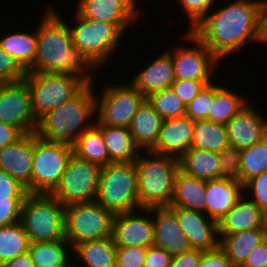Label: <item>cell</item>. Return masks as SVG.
<instances>
[{
    "label": "cell",
    "instance_id": "6da1fadb",
    "mask_svg": "<svg viewBox=\"0 0 267 267\" xmlns=\"http://www.w3.org/2000/svg\"><path fill=\"white\" fill-rule=\"evenodd\" d=\"M262 4L263 0H229L213 8L191 32L222 62L245 45H259Z\"/></svg>",
    "mask_w": 267,
    "mask_h": 267
},
{
    "label": "cell",
    "instance_id": "7a4b0ae2",
    "mask_svg": "<svg viewBox=\"0 0 267 267\" xmlns=\"http://www.w3.org/2000/svg\"><path fill=\"white\" fill-rule=\"evenodd\" d=\"M53 5L47 4L38 21L36 56L27 73H53L93 84L98 69L73 45L68 20Z\"/></svg>",
    "mask_w": 267,
    "mask_h": 267
},
{
    "label": "cell",
    "instance_id": "3957f363",
    "mask_svg": "<svg viewBox=\"0 0 267 267\" xmlns=\"http://www.w3.org/2000/svg\"><path fill=\"white\" fill-rule=\"evenodd\" d=\"M94 84L86 85L76 96L50 110L38 120L35 134L47 141L73 145L96 120ZM94 119V120H93Z\"/></svg>",
    "mask_w": 267,
    "mask_h": 267
},
{
    "label": "cell",
    "instance_id": "277c9868",
    "mask_svg": "<svg viewBox=\"0 0 267 267\" xmlns=\"http://www.w3.org/2000/svg\"><path fill=\"white\" fill-rule=\"evenodd\" d=\"M140 209L169 207L174 181L180 170L179 159L169 155L140 151L134 161Z\"/></svg>",
    "mask_w": 267,
    "mask_h": 267
},
{
    "label": "cell",
    "instance_id": "5b68a950",
    "mask_svg": "<svg viewBox=\"0 0 267 267\" xmlns=\"http://www.w3.org/2000/svg\"><path fill=\"white\" fill-rule=\"evenodd\" d=\"M65 206L52 194L28 193L20 222L30 243L54 242L65 238Z\"/></svg>",
    "mask_w": 267,
    "mask_h": 267
},
{
    "label": "cell",
    "instance_id": "8992f818",
    "mask_svg": "<svg viewBox=\"0 0 267 267\" xmlns=\"http://www.w3.org/2000/svg\"><path fill=\"white\" fill-rule=\"evenodd\" d=\"M95 201L113 214L139 210L134 162H116L103 166Z\"/></svg>",
    "mask_w": 267,
    "mask_h": 267
},
{
    "label": "cell",
    "instance_id": "52a82bcc",
    "mask_svg": "<svg viewBox=\"0 0 267 267\" xmlns=\"http://www.w3.org/2000/svg\"><path fill=\"white\" fill-rule=\"evenodd\" d=\"M73 23L69 28L72 35V42L98 69L105 68L108 61L121 46V39L125 34L115 25L98 22L80 16L74 11ZM110 58V59H109ZM105 65V66H104ZM104 66V67H103Z\"/></svg>",
    "mask_w": 267,
    "mask_h": 267
},
{
    "label": "cell",
    "instance_id": "ba28073f",
    "mask_svg": "<svg viewBox=\"0 0 267 267\" xmlns=\"http://www.w3.org/2000/svg\"><path fill=\"white\" fill-rule=\"evenodd\" d=\"M72 154L71 145L47 141L33 133L31 193L51 194L59 185Z\"/></svg>",
    "mask_w": 267,
    "mask_h": 267
},
{
    "label": "cell",
    "instance_id": "9c48e42d",
    "mask_svg": "<svg viewBox=\"0 0 267 267\" xmlns=\"http://www.w3.org/2000/svg\"><path fill=\"white\" fill-rule=\"evenodd\" d=\"M107 83L102 85V95L95 92V124L129 128L133 116L146 97L130 81Z\"/></svg>",
    "mask_w": 267,
    "mask_h": 267
},
{
    "label": "cell",
    "instance_id": "30bf717a",
    "mask_svg": "<svg viewBox=\"0 0 267 267\" xmlns=\"http://www.w3.org/2000/svg\"><path fill=\"white\" fill-rule=\"evenodd\" d=\"M114 214L96 201L65 206V238L72 248L112 236Z\"/></svg>",
    "mask_w": 267,
    "mask_h": 267
},
{
    "label": "cell",
    "instance_id": "8fae6325",
    "mask_svg": "<svg viewBox=\"0 0 267 267\" xmlns=\"http://www.w3.org/2000/svg\"><path fill=\"white\" fill-rule=\"evenodd\" d=\"M33 114L38 121L50 110L76 96L86 85L79 79L53 73H27Z\"/></svg>",
    "mask_w": 267,
    "mask_h": 267
},
{
    "label": "cell",
    "instance_id": "7c38bea8",
    "mask_svg": "<svg viewBox=\"0 0 267 267\" xmlns=\"http://www.w3.org/2000/svg\"><path fill=\"white\" fill-rule=\"evenodd\" d=\"M182 37L193 45L177 44L165 50L171 56L175 80L214 81L212 78L222 63L191 31H186Z\"/></svg>",
    "mask_w": 267,
    "mask_h": 267
},
{
    "label": "cell",
    "instance_id": "4fadbf2b",
    "mask_svg": "<svg viewBox=\"0 0 267 267\" xmlns=\"http://www.w3.org/2000/svg\"><path fill=\"white\" fill-rule=\"evenodd\" d=\"M101 168L72 154L59 185L51 194L64 206L95 201Z\"/></svg>",
    "mask_w": 267,
    "mask_h": 267
},
{
    "label": "cell",
    "instance_id": "5bb4252c",
    "mask_svg": "<svg viewBox=\"0 0 267 267\" xmlns=\"http://www.w3.org/2000/svg\"><path fill=\"white\" fill-rule=\"evenodd\" d=\"M0 123L13 125L23 134L35 133L38 121L25 80L0 83Z\"/></svg>",
    "mask_w": 267,
    "mask_h": 267
},
{
    "label": "cell",
    "instance_id": "9a60e30c",
    "mask_svg": "<svg viewBox=\"0 0 267 267\" xmlns=\"http://www.w3.org/2000/svg\"><path fill=\"white\" fill-rule=\"evenodd\" d=\"M112 238L117 247H151L154 244L153 208L114 214Z\"/></svg>",
    "mask_w": 267,
    "mask_h": 267
},
{
    "label": "cell",
    "instance_id": "2e32d148",
    "mask_svg": "<svg viewBox=\"0 0 267 267\" xmlns=\"http://www.w3.org/2000/svg\"><path fill=\"white\" fill-rule=\"evenodd\" d=\"M137 0H77L76 12L87 19L115 24L124 34L138 22L141 8ZM140 15V16H139ZM126 32V33H125Z\"/></svg>",
    "mask_w": 267,
    "mask_h": 267
},
{
    "label": "cell",
    "instance_id": "e0dca14e",
    "mask_svg": "<svg viewBox=\"0 0 267 267\" xmlns=\"http://www.w3.org/2000/svg\"><path fill=\"white\" fill-rule=\"evenodd\" d=\"M260 112L248 102L225 124L231 146L241 150L267 136V118Z\"/></svg>",
    "mask_w": 267,
    "mask_h": 267
},
{
    "label": "cell",
    "instance_id": "ac0fdd59",
    "mask_svg": "<svg viewBox=\"0 0 267 267\" xmlns=\"http://www.w3.org/2000/svg\"><path fill=\"white\" fill-rule=\"evenodd\" d=\"M193 249L212 251L219 247L217 222L206 214L181 207H169Z\"/></svg>",
    "mask_w": 267,
    "mask_h": 267
},
{
    "label": "cell",
    "instance_id": "d6986e66",
    "mask_svg": "<svg viewBox=\"0 0 267 267\" xmlns=\"http://www.w3.org/2000/svg\"><path fill=\"white\" fill-rule=\"evenodd\" d=\"M0 170L8 173L31 193L33 170V133L0 149Z\"/></svg>",
    "mask_w": 267,
    "mask_h": 267
},
{
    "label": "cell",
    "instance_id": "ffe728a7",
    "mask_svg": "<svg viewBox=\"0 0 267 267\" xmlns=\"http://www.w3.org/2000/svg\"><path fill=\"white\" fill-rule=\"evenodd\" d=\"M194 121L187 116L162 121L153 153L180 158L190 147Z\"/></svg>",
    "mask_w": 267,
    "mask_h": 267
},
{
    "label": "cell",
    "instance_id": "44dd1931",
    "mask_svg": "<svg viewBox=\"0 0 267 267\" xmlns=\"http://www.w3.org/2000/svg\"><path fill=\"white\" fill-rule=\"evenodd\" d=\"M154 244L171 256L191 249L176 214L169 207H153Z\"/></svg>",
    "mask_w": 267,
    "mask_h": 267
},
{
    "label": "cell",
    "instance_id": "7402d4cb",
    "mask_svg": "<svg viewBox=\"0 0 267 267\" xmlns=\"http://www.w3.org/2000/svg\"><path fill=\"white\" fill-rule=\"evenodd\" d=\"M218 234L267 229V214L244 194L217 222Z\"/></svg>",
    "mask_w": 267,
    "mask_h": 267
},
{
    "label": "cell",
    "instance_id": "603a6c76",
    "mask_svg": "<svg viewBox=\"0 0 267 267\" xmlns=\"http://www.w3.org/2000/svg\"><path fill=\"white\" fill-rule=\"evenodd\" d=\"M155 59H151L149 64L144 65L130 81L137 90L145 97L149 94L171 88L175 81L174 69L171 56L164 50Z\"/></svg>",
    "mask_w": 267,
    "mask_h": 267
},
{
    "label": "cell",
    "instance_id": "cb8c5ba5",
    "mask_svg": "<svg viewBox=\"0 0 267 267\" xmlns=\"http://www.w3.org/2000/svg\"><path fill=\"white\" fill-rule=\"evenodd\" d=\"M243 194L241 182L222 177L206 181L205 214L218 222Z\"/></svg>",
    "mask_w": 267,
    "mask_h": 267
},
{
    "label": "cell",
    "instance_id": "d4e9b609",
    "mask_svg": "<svg viewBox=\"0 0 267 267\" xmlns=\"http://www.w3.org/2000/svg\"><path fill=\"white\" fill-rule=\"evenodd\" d=\"M116 250L112 236L83 242L72 248L73 263L75 267H116Z\"/></svg>",
    "mask_w": 267,
    "mask_h": 267
},
{
    "label": "cell",
    "instance_id": "484cf974",
    "mask_svg": "<svg viewBox=\"0 0 267 267\" xmlns=\"http://www.w3.org/2000/svg\"><path fill=\"white\" fill-rule=\"evenodd\" d=\"M162 121V117L145 99L137 109L129 127L133 141L140 151H149L155 145Z\"/></svg>",
    "mask_w": 267,
    "mask_h": 267
},
{
    "label": "cell",
    "instance_id": "4316f807",
    "mask_svg": "<svg viewBox=\"0 0 267 267\" xmlns=\"http://www.w3.org/2000/svg\"><path fill=\"white\" fill-rule=\"evenodd\" d=\"M219 248L234 267H240L249 253L267 238V229L218 234Z\"/></svg>",
    "mask_w": 267,
    "mask_h": 267
},
{
    "label": "cell",
    "instance_id": "83f0119b",
    "mask_svg": "<svg viewBox=\"0 0 267 267\" xmlns=\"http://www.w3.org/2000/svg\"><path fill=\"white\" fill-rule=\"evenodd\" d=\"M206 181L179 170L174 181V193L169 207H181L205 214Z\"/></svg>",
    "mask_w": 267,
    "mask_h": 267
},
{
    "label": "cell",
    "instance_id": "f1b7e54d",
    "mask_svg": "<svg viewBox=\"0 0 267 267\" xmlns=\"http://www.w3.org/2000/svg\"><path fill=\"white\" fill-rule=\"evenodd\" d=\"M179 164L188 176L204 181L221 178L219 153L190 147L179 158Z\"/></svg>",
    "mask_w": 267,
    "mask_h": 267
},
{
    "label": "cell",
    "instance_id": "f546056e",
    "mask_svg": "<svg viewBox=\"0 0 267 267\" xmlns=\"http://www.w3.org/2000/svg\"><path fill=\"white\" fill-rule=\"evenodd\" d=\"M33 32L9 31L0 34V47L14 57L28 71L35 60L37 49V26Z\"/></svg>",
    "mask_w": 267,
    "mask_h": 267
},
{
    "label": "cell",
    "instance_id": "4dcf8cb0",
    "mask_svg": "<svg viewBox=\"0 0 267 267\" xmlns=\"http://www.w3.org/2000/svg\"><path fill=\"white\" fill-rule=\"evenodd\" d=\"M109 153L110 160L116 162H134L140 153L135 145L129 128L118 126L97 125Z\"/></svg>",
    "mask_w": 267,
    "mask_h": 267
},
{
    "label": "cell",
    "instance_id": "1f68e13d",
    "mask_svg": "<svg viewBox=\"0 0 267 267\" xmlns=\"http://www.w3.org/2000/svg\"><path fill=\"white\" fill-rule=\"evenodd\" d=\"M221 85L214 82V96L207 120L225 125L250 100L247 101L242 93L231 90L225 82Z\"/></svg>",
    "mask_w": 267,
    "mask_h": 267
},
{
    "label": "cell",
    "instance_id": "d6a6232c",
    "mask_svg": "<svg viewBox=\"0 0 267 267\" xmlns=\"http://www.w3.org/2000/svg\"><path fill=\"white\" fill-rule=\"evenodd\" d=\"M28 253L35 267H64L73 261L72 246L67 240L30 243Z\"/></svg>",
    "mask_w": 267,
    "mask_h": 267
},
{
    "label": "cell",
    "instance_id": "836d02e7",
    "mask_svg": "<svg viewBox=\"0 0 267 267\" xmlns=\"http://www.w3.org/2000/svg\"><path fill=\"white\" fill-rule=\"evenodd\" d=\"M72 148L73 154L79 158L96 163L101 167L113 163L110 160L102 131L96 124L84 131Z\"/></svg>",
    "mask_w": 267,
    "mask_h": 267
},
{
    "label": "cell",
    "instance_id": "e575fe53",
    "mask_svg": "<svg viewBox=\"0 0 267 267\" xmlns=\"http://www.w3.org/2000/svg\"><path fill=\"white\" fill-rule=\"evenodd\" d=\"M230 146L225 125L209 120L194 121L192 148L220 153Z\"/></svg>",
    "mask_w": 267,
    "mask_h": 267
},
{
    "label": "cell",
    "instance_id": "d590c367",
    "mask_svg": "<svg viewBox=\"0 0 267 267\" xmlns=\"http://www.w3.org/2000/svg\"><path fill=\"white\" fill-rule=\"evenodd\" d=\"M30 241L20 221L0 227V266L29 250Z\"/></svg>",
    "mask_w": 267,
    "mask_h": 267
},
{
    "label": "cell",
    "instance_id": "8d00e7d4",
    "mask_svg": "<svg viewBox=\"0 0 267 267\" xmlns=\"http://www.w3.org/2000/svg\"><path fill=\"white\" fill-rule=\"evenodd\" d=\"M267 171V136L256 144L240 150V182L248 180Z\"/></svg>",
    "mask_w": 267,
    "mask_h": 267
},
{
    "label": "cell",
    "instance_id": "74e56055",
    "mask_svg": "<svg viewBox=\"0 0 267 267\" xmlns=\"http://www.w3.org/2000/svg\"><path fill=\"white\" fill-rule=\"evenodd\" d=\"M146 99L163 120L185 116L186 106L171 88L153 92Z\"/></svg>",
    "mask_w": 267,
    "mask_h": 267
},
{
    "label": "cell",
    "instance_id": "f35d334b",
    "mask_svg": "<svg viewBox=\"0 0 267 267\" xmlns=\"http://www.w3.org/2000/svg\"><path fill=\"white\" fill-rule=\"evenodd\" d=\"M214 96V81L205 88L186 106L185 116L193 121L207 120Z\"/></svg>",
    "mask_w": 267,
    "mask_h": 267
},
{
    "label": "cell",
    "instance_id": "ab89813d",
    "mask_svg": "<svg viewBox=\"0 0 267 267\" xmlns=\"http://www.w3.org/2000/svg\"><path fill=\"white\" fill-rule=\"evenodd\" d=\"M177 2L180 3L190 23L189 31H192L213 7L217 6V0H177Z\"/></svg>",
    "mask_w": 267,
    "mask_h": 267
},
{
    "label": "cell",
    "instance_id": "60d3db41",
    "mask_svg": "<svg viewBox=\"0 0 267 267\" xmlns=\"http://www.w3.org/2000/svg\"><path fill=\"white\" fill-rule=\"evenodd\" d=\"M221 177L240 182V150L228 146L219 153Z\"/></svg>",
    "mask_w": 267,
    "mask_h": 267
},
{
    "label": "cell",
    "instance_id": "b9f144b4",
    "mask_svg": "<svg viewBox=\"0 0 267 267\" xmlns=\"http://www.w3.org/2000/svg\"><path fill=\"white\" fill-rule=\"evenodd\" d=\"M243 193L267 214V171L248 180L243 185Z\"/></svg>",
    "mask_w": 267,
    "mask_h": 267
},
{
    "label": "cell",
    "instance_id": "7bdbcfd3",
    "mask_svg": "<svg viewBox=\"0 0 267 267\" xmlns=\"http://www.w3.org/2000/svg\"><path fill=\"white\" fill-rule=\"evenodd\" d=\"M27 71L0 47V83L24 80Z\"/></svg>",
    "mask_w": 267,
    "mask_h": 267
},
{
    "label": "cell",
    "instance_id": "ee69618b",
    "mask_svg": "<svg viewBox=\"0 0 267 267\" xmlns=\"http://www.w3.org/2000/svg\"><path fill=\"white\" fill-rule=\"evenodd\" d=\"M213 81L175 80L171 89L177 97L187 106L204 88Z\"/></svg>",
    "mask_w": 267,
    "mask_h": 267
},
{
    "label": "cell",
    "instance_id": "f6af8a7d",
    "mask_svg": "<svg viewBox=\"0 0 267 267\" xmlns=\"http://www.w3.org/2000/svg\"><path fill=\"white\" fill-rule=\"evenodd\" d=\"M146 253L144 247H117L116 267H144Z\"/></svg>",
    "mask_w": 267,
    "mask_h": 267
},
{
    "label": "cell",
    "instance_id": "bcb514c9",
    "mask_svg": "<svg viewBox=\"0 0 267 267\" xmlns=\"http://www.w3.org/2000/svg\"><path fill=\"white\" fill-rule=\"evenodd\" d=\"M27 189L8 173L0 170V199H25Z\"/></svg>",
    "mask_w": 267,
    "mask_h": 267
},
{
    "label": "cell",
    "instance_id": "7dc6e473",
    "mask_svg": "<svg viewBox=\"0 0 267 267\" xmlns=\"http://www.w3.org/2000/svg\"><path fill=\"white\" fill-rule=\"evenodd\" d=\"M24 199H0V227L20 221Z\"/></svg>",
    "mask_w": 267,
    "mask_h": 267
},
{
    "label": "cell",
    "instance_id": "c3c4849f",
    "mask_svg": "<svg viewBox=\"0 0 267 267\" xmlns=\"http://www.w3.org/2000/svg\"><path fill=\"white\" fill-rule=\"evenodd\" d=\"M172 257L164 249L152 245L147 248L144 267H170Z\"/></svg>",
    "mask_w": 267,
    "mask_h": 267
},
{
    "label": "cell",
    "instance_id": "681fc988",
    "mask_svg": "<svg viewBox=\"0 0 267 267\" xmlns=\"http://www.w3.org/2000/svg\"><path fill=\"white\" fill-rule=\"evenodd\" d=\"M198 267H234L225 253L218 247L212 251H205L199 261Z\"/></svg>",
    "mask_w": 267,
    "mask_h": 267
},
{
    "label": "cell",
    "instance_id": "f907efd6",
    "mask_svg": "<svg viewBox=\"0 0 267 267\" xmlns=\"http://www.w3.org/2000/svg\"><path fill=\"white\" fill-rule=\"evenodd\" d=\"M203 252L202 250L191 248L174 255L170 267H198Z\"/></svg>",
    "mask_w": 267,
    "mask_h": 267
},
{
    "label": "cell",
    "instance_id": "816d5d0a",
    "mask_svg": "<svg viewBox=\"0 0 267 267\" xmlns=\"http://www.w3.org/2000/svg\"><path fill=\"white\" fill-rule=\"evenodd\" d=\"M240 267H267V238L249 253Z\"/></svg>",
    "mask_w": 267,
    "mask_h": 267
},
{
    "label": "cell",
    "instance_id": "f5cc1de1",
    "mask_svg": "<svg viewBox=\"0 0 267 267\" xmlns=\"http://www.w3.org/2000/svg\"><path fill=\"white\" fill-rule=\"evenodd\" d=\"M23 133L15 126L0 123V149L17 141Z\"/></svg>",
    "mask_w": 267,
    "mask_h": 267
},
{
    "label": "cell",
    "instance_id": "db71d44e",
    "mask_svg": "<svg viewBox=\"0 0 267 267\" xmlns=\"http://www.w3.org/2000/svg\"><path fill=\"white\" fill-rule=\"evenodd\" d=\"M1 267H35V264L33 263L30 254L27 252L23 255L16 256Z\"/></svg>",
    "mask_w": 267,
    "mask_h": 267
},
{
    "label": "cell",
    "instance_id": "11a10c76",
    "mask_svg": "<svg viewBox=\"0 0 267 267\" xmlns=\"http://www.w3.org/2000/svg\"><path fill=\"white\" fill-rule=\"evenodd\" d=\"M262 43L267 45V0H263L261 7L259 44L262 45Z\"/></svg>",
    "mask_w": 267,
    "mask_h": 267
},
{
    "label": "cell",
    "instance_id": "9f6ffc18",
    "mask_svg": "<svg viewBox=\"0 0 267 267\" xmlns=\"http://www.w3.org/2000/svg\"><path fill=\"white\" fill-rule=\"evenodd\" d=\"M64 267H75V265H74V263H73V261H72L69 265L64 266Z\"/></svg>",
    "mask_w": 267,
    "mask_h": 267
}]
</instances>
